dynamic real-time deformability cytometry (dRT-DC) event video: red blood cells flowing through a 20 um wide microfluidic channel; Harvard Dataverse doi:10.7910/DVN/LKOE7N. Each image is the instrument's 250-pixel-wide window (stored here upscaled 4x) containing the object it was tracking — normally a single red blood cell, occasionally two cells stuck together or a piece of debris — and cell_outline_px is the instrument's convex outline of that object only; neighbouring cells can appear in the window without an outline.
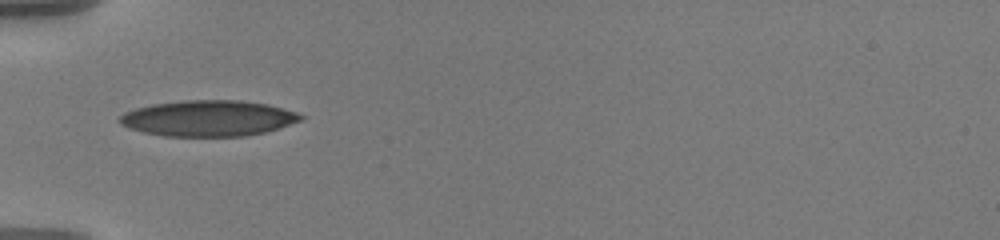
{"species": "human", "species_latin": "Homo sapiens", "temperature_condition": "warm", "stored_images_in_passage": 38, "camera_frame_rate_fps": 3000, "um_per_image_px": 0.085, "donor": {"sex": "male"}, "frame": {"image": 1, "passage_image": 1, "time_ms": 0.0, "image_size_px": [1000, 240], "cell_outline_px": [[304, 120], [280, 128], [264, 132], [244, 136], [164, 136], [144, 132], [128, 128], [120, 124], [116, 120], [124, 112], [136, 108], [152, 104], [184, 100], [240, 100], [268, 104], [296, 112], [304, 116]], "centroid_in_image_um": [17.7, 10.05], "position_along_channel_um": 67.3, "area_um2": 38.09}}
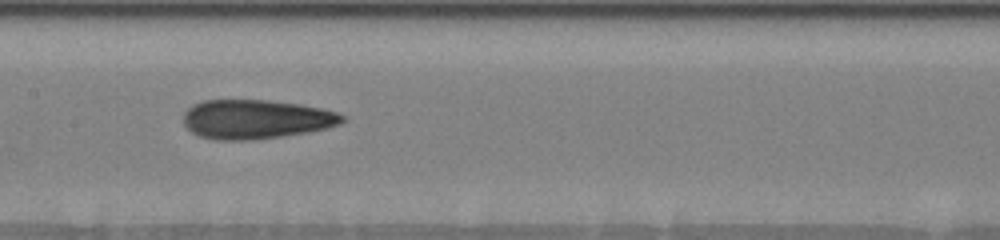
{"frame": {"image": 2, "passage_image": 11, "time_ms": 3.333, "image_size_px": [1000, 240], "cell_outline_px": [[344, 120], [340, 124], [324, 128], [304, 132], [280, 136], [248, 140], [216, 140], [200, 136], [192, 132], [184, 124], [184, 112], [192, 104], [204, 100], [268, 100], [300, 104], [320, 108], [336, 112], [344, 116]], "centroid_in_image_um": [21.71, 10.12], "position_along_channel_um": 185.7, "area_um2": 35.95}}
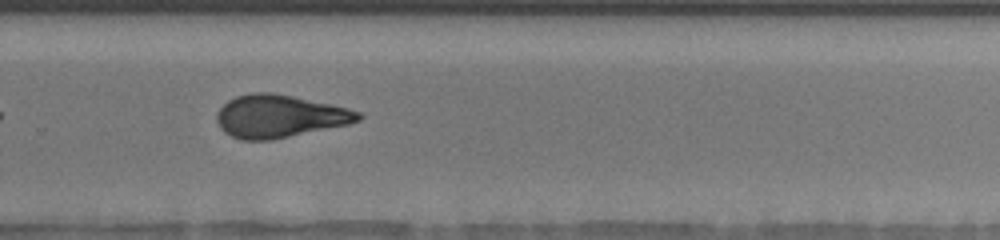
{"frame": {"image": 3, "passage_image": 21, "time_ms": 6.667, "image_size_px": [1000, 240], "cell_outline_px": [[364, 116], [360, 120], [348, 124], [272, 140], [240, 140], [224, 132], [220, 128], [216, 120], [216, 112], [228, 100], [236, 96], [252, 92], [272, 92], [292, 96], [348, 108], [360, 112]], "centroid_in_image_um": [23.73, 9.88], "position_along_channel_um": 306.1, "area_um2": 35.2}, "authors_computed_cell_mechanics": {"area_um2": 35.1424, "velocity_mm_per_s": 3.6268, "shape_relaxation_time_tau1_ms": 4.8117, "shape_relaxation_time_tau2_ms": 2.1808, "deformation_change_tau1": 0.1834, "deformation_change_tau2": 0.109}}